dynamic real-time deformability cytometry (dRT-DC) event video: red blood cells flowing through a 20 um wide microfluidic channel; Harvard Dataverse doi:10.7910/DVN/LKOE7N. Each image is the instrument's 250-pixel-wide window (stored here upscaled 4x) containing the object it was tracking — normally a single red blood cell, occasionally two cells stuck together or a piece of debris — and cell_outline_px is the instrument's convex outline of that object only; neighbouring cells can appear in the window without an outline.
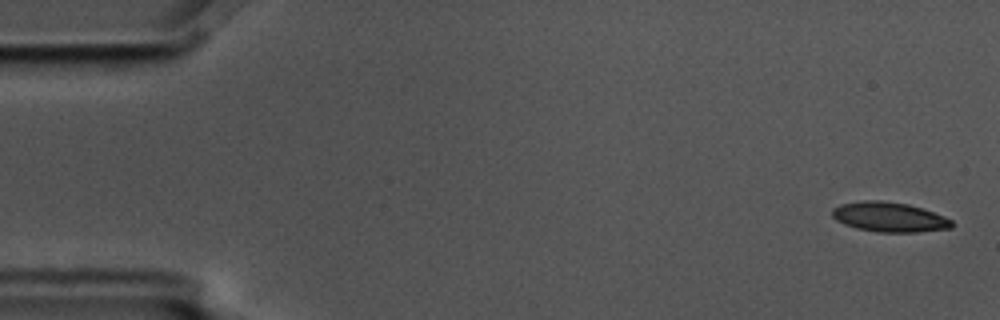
{"species": "common noctule bat (a hibernating species)", "species_latin": "Nyctalus noctula", "temperature_condition": "cold", "stored_images_in_passage": 6, "camera_frame_rate_fps": 3000, "um_per_image_px": 0.085, "animal": {"sex": "male", "body_mass_g": 17.5, "forearm_length_mm": 52.3}, "frame": {"image": 1, "passage_image": 1, "time_ms": 0.0, "image_size_px": [1000, 320], "cell_outline_px": [[952, 228], [916, 232], [876, 232], [856, 228], [844, 224], [836, 220], [832, 216], [832, 208], [840, 204], [864, 200], [880, 200], [908, 204], [944, 216], [952, 220]], "centroid_in_image_um": [75.55, 18.45], "position_along_channel_um": 9.4, "area_um2": 20.69}}